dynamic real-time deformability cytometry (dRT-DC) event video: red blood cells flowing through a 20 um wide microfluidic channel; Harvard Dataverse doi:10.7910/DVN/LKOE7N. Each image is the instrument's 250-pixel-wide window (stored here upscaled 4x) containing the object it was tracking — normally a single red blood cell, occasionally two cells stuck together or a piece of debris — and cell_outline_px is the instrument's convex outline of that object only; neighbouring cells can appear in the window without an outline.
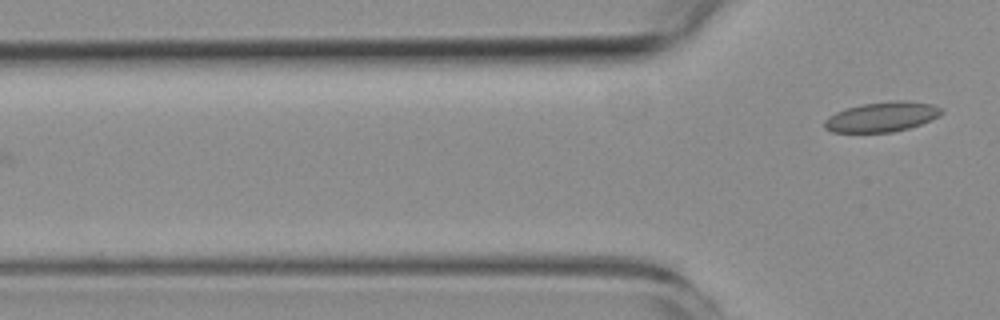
{"species": "common noctule bat (a hibernating species)", "species_latin": "Nyctalus noctula", "temperature_condition": "room temperature", "stored_images_in_passage": 5, "camera_frame_rate_fps": 3000, "um_per_image_px": 0.085, "animal": {"sex": "female", "body_mass_g": 19.3, "forearm_length_mm": 54.1}, "frame": {"image": 1, "passage_image": 5, "time_ms": 4.667, "image_size_px": [1000, 320], "cell_outline_px": [[944, 112], [940, 116], [932, 120], [908, 128], [892, 132], [832, 132], [824, 128], [824, 120], [828, 116], [844, 108], [860, 104], [892, 100], [904, 100], [932, 104], [944, 108]], "centroid_in_image_um": [74.98, 9.92], "position_along_channel_um": 50.8, "area_um2": 20.69}}